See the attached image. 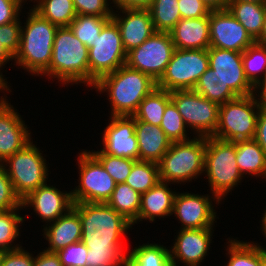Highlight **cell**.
<instances>
[{"mask_svg": "<svg viewBox=\"0 0 266 266\" xmlns=\"http://www.w3.org/2000/svg\"><path fill=\"white\" fill-rule=\"evenodd\" d=\"M73 208L81 220V241L88 248L87 266H126L122 243L132 223L107 203H74Z\"/></svg>", "mask_w": 266, "mask_h": 266, "instance_id": "6da1fadb", "label": "cell"}, {"mask_svg": "<svg viewBox=\"0 0 266 266\" xmlns=\"http://www.w3.org/2000/svg\"><path fill=\"white\" fill-rule=\"evenodd\" d=\"M93 87L100 93L107 92L111 116H133L144 98L157 87V82L125 64L101 77Z\"/></svg>", "mask_w": 266, "mask_h": 266, "instance_id": "7a4b0ae2", "label": "cell"}, {"mask_svg": "<svg viewBox=\"0 0 266 266\" xmlns=\"http://www.w3.org/2000/svg\"><path fill=\"white\" fill-rule=\"evenodd\" d=\"M22 27L20 46L14 61L32 75H42L50 65L58 26L40 16L32 8Z\"/></svg>", "mask_w": 266, "mask_h": 266, "instance_id": "3957f363", "label": "cell"}, {"mask_svg": "<svg viewBox=\"0 0 266 266\" xmlns=\"http://www.w3.org/2000/svg\"><path fill=\"white\" fill-rule=\"evenodd\" d=\"M89 48L69 27H58L53 43L49 68L42 74L57 78L63 84L89 85Z\"/></svg>", "mask_w": 266, "mask_h": 266, "instance_id": "277c9868", "label": "cell"}, {"mask_svg": "<svg viewBox=\"0 0 266 266\" xmlns=\"http://www.w3.org/2000/svg\"><path fill=\"white\" fill-rule=\"evenodd\" d=\"M204 172L213 193L212 199L219 204L244 177L236 162L235 141L206 137Z\"/></svg>", "mask_w": 266, "mask_h": 266, "instance_id": "5b68a950", "label": "cell"}, {"mask_svg": "<svg viewBox=\"0 0 266 266\" xmlns=\"http://www.w3.org/2000/svg\"><path fill=\"white\" fill-rule=\"evenodd\" d=\"M206 137L172 142L159 165L160 181L178 183L192 181L204 173Z\"/></svg>", "mask_w": 266, "mask_h": 266, "instance_id": "8992f818", "label": "cell"}, {"mask_svg": "<svg viewBox=\"0 0 266 266\" xmlns=\"http://www.w3.org/2000/svg\"><path fill=\"white\" fill-rule=\"evenodd\" d=\"M255 94L237 97L219 106L215 138L225 141L254 139L261 104ZM256 109V110H255Z\"/></svg>", "mask_w": 266, "mask_h": 266, "instance_id": "52a82bcc", "label": "cell"}, {"mask_svg": "<svg viewBox=\"0 0 266 266\" xmlns=\"http://www.w3.org/2000/svg\"><path fill=\"white\" fill-rule=\"evenodd\" d=\"M3 165L12 182L15 193L21 200L31 191L44 185L48 180L46 159L32 141L22 150L9 156L3 162Z\"/></svg>", "mask_w": 266, "mask_h": 266, "instance_id": "ba28073f", "label": "cell"}, {"mask_svg": "<svg viewBox=\"0 0 266 266\" xmlns=\"http://www.w3.org/2000/svg\"><path fill=\"white\" fill-rule=\"evenodd\" d=\"M121 34L116 23L111 19L101 30L100 35L92 43L88 51L89 86L103 76L116 71L126 64Z\"/></svg>", "mask_w": 266, "mask_h": 266, "instance_id": "9c48e42d", "label": "cell"}, {"mask_svg": "<svg viewBox=\"0 0 266 266\" xmlns=\"http://www.w3.org/2000/svg\"><path fill=\"white\" fill-rule=\"evenodd\" d=\"M208 68V49H175L163 76L157 82V88L168 92L193 90Z\"/></svg>", "mask_w": 266, "mask_h": 266, "instance_id": "30bf717a", "label": "cell"}, {"mask_svg": "<svg viewBox=\"0 0 266 266\" xmlns=\"http://www.w3.org/2000/svg\"><path fill=\"white\" fill-rule=\"evenodd\" d=\"M78 158L80 177L71 191L73 202L107 203L117 183L90 152H80Z\"/></svg>", "mask_w": 266, "mask_h": 266, "instance_id": "8fae6325", "label": "cell"}, {"mask_svg": "<svg viewBox=\"0 0 266 266\" xmlns=\"http://www.w3.org/2000/svg\"><path fill=\"white\" fill-rule=\"evenodd\" d=\"M174 51L175 45L170 33L155 31L139 47L127 53L126 65L149 75L158 82L163 76Z\"/></svg>", "mask_w": 266, "mask_h": 266, "instance_id": "7c38bea8", "label": "cell"}, {"mask_svg": "<svg viewBox=\"0 0 266 266\" xmlns=\"http://www.w3.org/2000/svg\"><path fill=\"white\" fill-rule=\"evenodd\" d=\"M171 101L182 116L185 125L197 136H212L218 125L219 104L206 99L194 90L170 92Z\"/></svg>", "mask_w": 266, "mask_h": 266, "instance_id": "4fadbf2b", "label": "cell"}, {"mask_svg": "<svg viewBox=\"0 0 266 266\" xmlns=\"http://www.w3.org/2000/svg\"><path fill=\"white\" fill-rule=\"evenodd\" d=\"M210 46L243 53L255 40L244 26L227 10L209 13Z\"/></svg>", "mask_w": 266, "mask_h": 266, "instance_id": "5bb4252c", "label": "cell"}, {"mask_svg": "<svg viewBox=\"0 0 266 266\" xmlns=\"http://www.w3.org/2000/svg\"><path fill=\"white\" fill-rule=\"evenodd\" d=\"M209 67L238 96L257 95L256 88L245 76L242 53L221 48H208Z\"/></svg>", "mask_w": 266, "mask_h": 266, "instance_id": "9a60e30c", "label": "cell"}, {"mask_svg": "<svg viewBox=\"0 0 266 266\" xmlns=\"http://www.w3.org/2000/svg\"><path fill=\"white\" fill-rule=\"evenodd\" d=\"M209 197L187 192L175 194L172 214L180 220V229L213 228L216 212Z\"/></svg>", "mask_w": 266, "mask_h": 266, "instance_id": "2e32d148", "label": "cell"}, {"mask_svg": "<svg viewBox=\"0 0 266 266\" xmlns=\"http://www.w3.org/2000/svg\"><path fill=\"white\" fill-rule=\"evenodd\" d=\"M103 135L105 154L139 160L138 141L133 116H111Z\"/></svg>", "mask_w": 266, "mask_h": 266, "instance_id": "e0dca14e", "label": "cell"}, {"mask_svg": "<svg viewBox=\"0 0 266 266\" xmlns=\"http://www.w3.org/2000/svg\"><path fill=\"white\" fill-rule=\"evenodd\" d=\"M6 100V97L0 98V163L22 150L32 139L27 125Z\"/></svg>", "mask_w": 266, "mask_h": 266, "instance_id": "ac0fdd59", "label": "cell"}, {"mask_svg": "<svg viewBox=\"0 0 266 266\" xmlns=\"http://www.w3.org/2000/svg\"><path fill=\"white\" fill-rule=\"evenodd\" d=\"M120 12L125 15L122 17L113 12L111 19L118 26L125 52L128 53L146 41L155 28L147 8H120Z\"/></svg>", "mask_w": 266, "mask_h": 266, "instance_id": "d6986e66", "label": "cell"}, {"mask_svg": "<svg viewBox=\"0 0 266 266\" xmlns=\"http://www.w3.org/2000/svg\"><path fill=\"white\" fill-rule=\"evenodd\" d=\"M213 228L180 229L174 246L169 250L172 266H177L178 261L187 266H199L210 249Z\"/></svg>", "mask_w": 266, "mask_h": 266, "instance_id": "ffe728a7", "label": "cell"}, {"mask_svg": "<svg viewBox=\"0 0 266 266\" xmlns=\"http://www.w3.org/2000/svg\"><path fill=\"white\" fill-rule=\"evenodd\" d=\"M72 193L61 192L47 182L22 199V207H33L34 212L46 223H51L73 207ZM30 205V206H29Z\"/></svg>", "mask_w": 266, "mask_h": 266, "instance_id": "44dd1931", "label": "cell"}, {"mask_svg": "<svg viewBox=\"0 0 266 266\" xmlns=\"http://www.w3.org/2000/svg\"><path fill=\"white\" fill-rule=\"evenodd\" d=\"M48 224V227H44V236L49 243L47 251L58 252L70 244L81 241V220L79 213L73 207L67 213Z\"/></svg>", "mask_w": 266, "mask_h": 266, "instance_id": "7402d4cb", "label": "cell"}, {"mask_svg": "<svg viewBox=\"0 0 266 266\" xmlns=\"http://www.w3.org/2000/svg\"><path fill=\"white\" fill-rule=\"evenodd\" d=\"M169 33L175 49H208L210 46L209 17L181 19Z\"/></svg>", "mask_w": 266, "mask_h": 266, "instance_id": "603a6c76", "label": "cell"}, {"mask_svg": "<svg viewBox=\"0 0 266 266\" xmlns=\"http://www.w3.org/2000/svg\"><path fill=\"white\" fill-rule=\"evenodd\" d=\"M135 135L142 161L158 164L172 143L160 126L144 121H135Z\"/></svg>", "mask_w": 266, "mask_h": 266, "instance_id": "cb8c5ba5", "label": "cell"}, {"mask_svg": "<svg viewBox=\"0 0 266 266\" xmlns=\"http://www.w3.org/2000/svg\"><path fill=\"white\" fill-rule=\"evenodd\" d=\"M170 183L158 181L151 189L141 194L138 221L154 222L155 218L172 215L176 192L168 187Z\"/></svg>", "mask_w": 266, "mask_h": 266, "instance_id": "d4e9b609", "label": "cell"}, {"mask_svg": "<svg viewBox=\"0 0 266 266\" xmlns=\"http://www.w3.org/2000/svg\"><path fill=\"white\" fill-rule=\"evenodd\" d=\"M236 162L241 174L266 178V154L255 139L235 141Z\"/></svg>", "mask_w": 266, "mask_h": 266, "instance_id": "484cf974", "label": "cell"}, {"mask_svg": "<svg viewBox=\"0 0 266 266\" xmlns=\"http://www.w3.org/2000/svg\"><path fill=\"white\" fill-rule=\"evenodd\" d=\"M256 40L262 30L266 3L229 1L226 8Z\"/></svg>", "mask_w": 266, "mask_h": 266, "instance_id": "4316f807", "label": "cell"}, {"mask_svg": "<svg viewBox=\"0 0 266 266\" xmlns=\"http://www.w3.org/2000/svg\"><path fill=\"white\" fill-rule=\"evenodd\" d=\"M141 194L131 186L117 183L107 204L134 225L138 221Z\"/></svg>", "mask_w": 266, "mask_h": 266, "instance_id": "83f0119b", "label": "cell"}, {"mask_svg": "<svg viewBox=\"0 0 266 266\" xmlns=\"http://www.w3.org/2000/svg\"><path fill=\"white\" fill-rule=\"evenodd\" d=\"M193 90L219 105L238 97L210 67L200 76Z\"/></svg>", "mask_w": 266, "mask_h": 266, "instance_id": "f1b7e54d", "label": "cell"}, {"mask_svg": "<svg viewBox=\"0 0 266 266\" xmlns=\"http://www.w3.org/2000/svg\"><path fill=\"white\" fill-rule=\"evenodd\" d=\"M33 10L58 27H68L77 16L73 0H35Z\"/></svg>", "mask_w": 266, "mask_h": 266, "instance_id": "f546056e", "label": "cell"}, {"mask_svg": "<svg viewBox=\"0 0 266 266\" xmlns=\"http://www.w3.org/2000/svg\"><path fill=\"white\" fill-rule=\"evenodd\" d=\"M170 101V92L156 87L140 103L133 117L135 121H144L160 126L165 107Z\"/></svg>", "mask_w": 266, "mask_h": 266, "instance_id": "4dcf8cb0", "label": "cell"}, {"mask_svg": "<svg viewBox=\"0 0 266 266\" xmlns=\"http://www.w3.org/2000/svg\"><path fill=\"white\" fill-rule=\"evenodd\" d=\"M169 250L155 243L139 245L126 255V266H172Z\"/></svg>", "mask_w": 266, "mask_h": 266, "instance_id": "1f68e13d", "label": "cell"}, {"mask_svg": "<svg viewBox=\"0 0 266 266\" xmlns=\"http://www.w3.org/2000/svg\"><path fill=\"white\" fill-rule=\"evenodd\" d=\"M229 261L226 266H259L266 256V248L257 243L229 240Z\"/></svg>", "mask_w": 266, "mask_h": 266, "instance_id": "d6a6232c", "label": "cell"}, {"mask_svg": "<svg viewBox=\"0 0 266 266\" xmlns=\"http://www.w3.org/2000/svg\"><path fill=\"white\" fill-rule=\"evenodd\" d=\"M242 60L246 78L257 89L266 82V46L254 43L242 53Z\"/></svg>", "mask_w": 266, "mask_h": 266, "instance_id": "836d02e7", "label": "cell"}, {"mask_svg": "<svg viewBox=\"0 0 266 266\" xmlns=\"http://www.w3.org/2000/svg\"><path fill=\"white\" fill-rule=\"evenodd\" d=\"M147 9L155 31L170 32L181 20L178 0H153Z\"/></svg>", "mask_w": 266, "mask_h": 266, "instance_id": "e575fe53", "label": "cell"}, {"mask_svg": "<svg viewBox=\"0 0 266 266\" xmlns=\"http://www.w3.org/2000/svg\"><path fill=\"white\" fill-rule=\"evenodd\" d=\"M112 16L77 15L68 26L73 34L90 48L100 35L102 28L111 20Z\"/></svg>", "mask_w": 266, "mask_h": 266, "instance_id": "d590c367", "label": "cell"}, {"mask_svg": "<svg viewBox=\"0 0 266 266\" xmlns=\"http://www.w3.org/2000/svg\"><path fill=\"white\" fill-rule=\"evenodd\" d=\"M159 180L157 163L136 160L125 183L142 194L151 189Z\"/></svg>", "mask_w": 266, "mask_h": 266, "instance_id": "8d00e7d4", "label": "cell"}, {"mask_svg": "<svg viewBox=\"0 0 266 266\" xmlns=\"http://www.w3.org/2000/svg\"><path fill=\"white\" fill-rule=\"evenodd\" d=\"M17 211L19 208L0 211V252L22 247L19 244L12 246L14 240L20 236L18 224L24 221V217L20 216Z\"/></svg>", "mask_w": 266, "mask_h": 266, "instance_id": "74e56055", "label": "cell"}, {"mask_svg": "<svg viewBox=\"0 0 266 266\" xmlns=\"http://www.w3.org/2000/svg\"><path fill=\"white\" fill-rule=\"evenodd\" d=\"M109 173L116 183H124L136 160L105 154L102 150L89 151Z\"/></svg>", "mask_w": 266, "mask_h": 266, "instance_id": "f35d334b", "label": "cell"}, {"mask_svg": "<svg viewBox=\"0 0 266 266\" xmlns=\"http://www.w3.org/2000/svg\"><path fill=\"white\" fill-rule=\"evenodd\" d=\"M186 125L179 111L172 101L165 107L160 128L171 142L190 140L187 136Z\"/></svg>", "mask_w": 266, "mask_h": 266, "instance_id": "ab89813d", "label": "cell"}, {"mask_svg": "<svg viewBox=\"0 0 266 266\" xmlns=\"http://www.w3.org/2000/svg\"><path fill=\"white\" fill-rule=\"evenodd\" d=\"M17 208L23 209L22 200L15 193L3 163H0V211H9Z\"/></svg>", "mask_w": 266, "mask_h": 266, "instance_id": "60d3db41", "label": "cell"}, {"mask_svg": "<svg viewBox=\"0 0 266 266\" xmlns=\"http://www.w3.org/2000/svg\"><path fill=\"white\" fill-rule=\"evenodd\" d=\"M62 266H87L88 248L80 241L56 252Z\"/></svg>", "mask_w": 266, "mask_h": 266, "instance_id": "b9f144b4", "label": "cell"}, {"mask_svg": "<svg viewBox=\"0 0 266 266\" xmlns=\"http://www.w3.org/2000/svg\"><path fill=\"white\" fill-rule=\"evenodd\" d=\"M20 19L0 26V38L3 46L15 57L19 50L21 30Z\"/></svg>", "mask_w": 266, "mask_h": 266, "instance_id": "7bdbcfd3", "label": "cell"}, {"mask_svg": "<svg viewBox=\"0 0 266 266\" xmlns=\"http://www.w3.org/2000/svg\"><path fill=\"white\" fill-rule=\"evenodd\" d=\"M73 3L77 15L112 16L114 11L108 0H73Z\"/></svg>", "mask_w": 266, "mask_h": 266, "instance_id": "ee69618b", "label": "cell"}, {"mask_svg": "<svg viewBox=\"0 0 266 266\" xmlns=\"http://www.w3.org/2000/svg\"><path fill=\"white\" fill-rule=\"evenodd\" d=\"M23 248L0 252V266H34L35 257Z\"/></svg>", "mask_w": 266, "mask_h": 266, "instance_id": "f6af8a7d", "label": "cell"}, {"mask_svg": "<svg viewBox=\"0 0 266 266\" xmlns=\"http://www.w3.org/2000/svg\"><path fill=\"white\" fill-rule=\"evenodd\" d=\"M181 19L209 17L211 9L202 0H178Z\"/></svg>", "mask_w": 266, "mask_h": 266, "instance_id": "bcb514c9", "label": "cell"}, {"mask_svg": "<svg viewBox=\"0 0 266 266\" xmlns=\"http://www.w3.org/2000/svg\"><path fill=\"white\" fill-rule=\"evenodd\" d=\"M22 4L20 0H0V26L16 21Z\"/></svg>", "mask_w": 266, "mask_h": 266, "instance_id": "7dc6e473", "label": "cell"}, {"mask_svg": "<svg viewBox=\"0 0 266 266\" xmlns=\"http://www.w3.org/2000/svg\"><path fill=\"white\" fill-rule=\"evenodd\" d=\"M254 139L266 154V109L260 108Z\"/></svg>", "mask_w": 266, "mask_h": 266, "instance_id": "c3c4849f", "label": "cell"}, {"mask_svg": "<svg viewBox=\"0 0 266 266\" xmlns=\"http://www.w3.org/2000/svg\"><path fill=\"white\" fill-rule=\"evenodd\" d=\"M34 266H62L59 256L56 252H50L44 249L35 257Z\"/></svg>", "mask_w": 266, "mask_h": 266, "instance_id": "681fc988", "label": "cell"}, {"mask_svg": "<svg viewBox=\"0 0 266 266\" xmlns=\"http://www.w3.org/2000/svg\"><path fill=\"white\" fill-rule=\"evenodd\" d=\"M114 7L120 8H148L153 0H113ZM116 4V5H115Z\"/></svg>", "mask_w": 266, "mask_h": 266, "instance_id": "f907efd6", "label": "cell"}, {"mask_svg": "<svg viewBox=\"0 0 266 266\" xmlns=\"http://www.w3.org/2000/svg\"><path fill=\"white\" fill-rule=\"evenodd\" d=\"M211 10L226 9L229 0H202Z\"/></svg>", "mask_w": 266, "mask_h": 266, "instance_id": "816d5d0a", "label": "cell"}, {"mask_svg": "<svg viewBox=\"0 0 266 266\" xmlns=\"http://www.w3.org/2000/svg\"><path fill=\"white\" fill-rule=\"evenodd\" d=\"M14 59V56L3 46L0 38V69L5 66L7 61Z\"/></svg>", "mask_w": 266, "mask_h": 266, "instance_id": "f5cc1de1", "label": "cell"}, {"mask_svg": "<svg viewBox=\"0 0 266 266\" xmlns=\"http://www.w3.org/2000/svg\"><path fill=\"white\" fill-rule=\"evenodd\" d=\"M259 89L261 91H259ZM260 93V97H259V101H260V104H261V107L263 109H266V82L262 83L258 88H257V93Z\"/></svg>", "mask_w": 266, "mask_h": 266, "instance_id": "db71d44e", "label": "cell"}, {"mask_svg": "<svg viewBox=\"0 0 266 266\" xmlns=\"http://www.w3.org/2000/svg\"><path fill=\"white\" fill-rule=\"evenodd\" d=\"M255 43L266 46V11L264 15V22L260 36L255 40Z\"/></svg>", "mask_w": 266, "mask_h": 266, "instance_id": "11a10c76", "label": "cell"}, {"mask_svg": "<svg viewBox=\"0 0 266 266\" xmlns=\"http://www.w3.org/2000/svg\"><path fill=\"white\" fill-rule=\"evenodd\" d=\"M7 81L5 80V79H3V75H2V73L0 74V90L2 91V90H9V91H11L10 89H9V86H7Z\"/></svg>", "mask_w": 266, "mask_h": 266, "instance_id": "9f6ffc18", "label": "cell"}, {"mask_svg": "<svg viewBox=\"0 0 266 266\" xmlns=\"http://www.w3.org/2000/svg\"><path fill=\"white\" fill-rule=\"evenodd\" d=\"M262 224H261V228H262V233L264 234L265 238H266V210H265V213L263 214V217H262Z\"/></svg>", "mask_w": 266, "mask_h": 266, "instance_id": "6f0895ef", "label": "cell"}, {"mask_svg": "<svg viewBox=\"0 0 266 266\" xmlns=\"http://www.w3.org/2000/svg\"><path fill=\"white\" fill-rule=\"evenodd\" d=\"M229 1H249V2H256V3H266V0H229Z\"/></svg>", "mask_w": 266, "mask_h": 266, "instance_id": "680465c9", "label": "cell"}, {"mask_svg": "<svg viewBox=\"0 0 266 266\" xmlns=\"http://www.w3.org/2000/svg\"><path fill=\"white\" fill-rule=\"evenodd\" d=\"M259 266H266V256L261 260Z\"/></svg>", "mask_w": 266, "mask_h": 266, "instance_id": "91938a15", "label": "cell"}]
</instances>
